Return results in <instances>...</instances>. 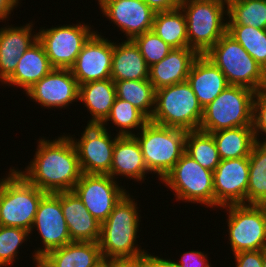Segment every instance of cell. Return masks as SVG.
<instances>
[{"label":"cell","mask_w":266,"mask_h":267,"mask_svg":"<svg viewBox=\"0 0 266 267\" xmlns=\"http://www.w3.org/2000/svg\"><path fill=\"white\" fill-rule=\"evenodd\" d=\"M63 134L53 140L39 138L29 165L24 170L15 168L46 193L72 191L82 175L76 147L70 136Z\"/></svg>","instance_id":"obj_1"},{"label":"cell","mask_w":266,"mask_h":267,"mask_svg":"<svg viewBox=\"0 0 266 267\" xmlns=\"http://www.w3.org/2000/svg\"><path fill=\"white\" fill-rule=\"evenodd\" d=\"M137 205L128 190L101 224L98 244L104 261L149 255L137 244L141 222V211Z\"/></svg>","instance_id":"obj_2"},{"label":"cell","mask_w":266,"mask_h":267,"mask_svg":"<svg viewBox=\"0 0 266 267\" xmlns=\"http://www.w3.org/2000/svg\"><path fill=\"white\" fill-rule=\"evenodd\" d=\"M187 131L148 122L135 138L140 144L148 171L161 181L174 167L186 149Z\"/></svg>","instance_id":"obj_3"},{"label":"cell","mask_w":266,"mask_h":267,"mask_svg":"<svg viewBox=\"0 0 266 267\" xmlns=\"http://www.w3.org/2000/svg\"><path fill=\"white\" fill-rule=\"evenodd\" d=\"M204 55L221 70L229 85L255 92L266 88V71L227 32Z\"/></svg>","instance_id":"obj_4"},{"label":"cell","mask_w":266,"mask_h":267,"mask_svg":"<svg viewBox=\"0 0 266 267\" xmlns=\"http://www.w3.org/2000/svg\"><path fill=\"white\" fill-rule=\"evenodd\" d=\"M203 108L187 81L155 90V108L150 122L186 131L198 130Z\"/></svg>","instance_id":"obj_5"},{"label":"cell","mask_w":266,"mask_h":267,"mask_svg":"<svg viewBox=\"0 0 266 267\" xmlns=\"http://www.w3.org/2000/svg\"><path fill=\"white\" fill-rule=\"evenodd\" d=\"M12 168L8 176L0 178V225L30 231L38 204L46 192Z\"/></svg>","instance_id":"obj_6"},{"label":"cell","mask_w":266,"mask_h":267,"mask_svg":"<svg viewBox=\"0 0 266 267\" xmlns=\"http://www.w3.org/2000/svg\"><path fill=\"white\" fill-rule=\"evenodd\" d=\"M179 7L185 14L189 48L204 55L227 32V5L218 0H181Z\"/></svg>","instance_id":"obj_7"},{"label":"cell","mask_w":266,"mask_h":267,"mask_svg":"<svg viewBox=\"0 0 266 267\" xmlns=\"http://www.w3.org/2000/svg\"><path fill=\"white\" fill-rule=\"evenodd\" d=\"M255 91L240 85H229L203 108L199 130L213 133L236 127H252Z\"/></svg>","instance_id":"obj_8"},{"label":"cell","mask_w":266,"mask_h":267,"mask_svg":"<svg viewBox=\"0 0 266 267\" xmlns=\"http://www.w3.org/2000/svg\"><path fill=\"white\" fill-rule=\"evenodd\" d=\"M160 182L173 191L176 201L214 210L213 171L203 168L186 152Z\"/></svg>","instance_id":"obj_9"},{"label":"cell","mask_w":266,"mask_h":267,"mask_svg":"<svg viewBox=\"0 0 266 267\" xmlns=\"http://www.w3.org/2000/svg\"><path fill=\"white\" fill-rule=\"evenodd\" d=\"M226 210L228 240L232 254L266 248V206L256 204L228 205Z\"/></svg>","instance_id":"obj_10"},{"label":"cell","mask_w":266,"mask_h":267,"mask_svg":"<svg viewBox=\"0 0 266 267\" xmlns=\"http://www.w3.org/2000/svg\"><path fill=\"white\" fill-rule=\"evenodd\" d=\"M86 23L64 24L39 29L38 40L44 46L53 68L70 69L82 50L83 45L96 32Z\"/></svg>","instance_id":"obj_11"},{"label":"cell","mask_w":266,"mask_h":267,"mask_svg":"<svg viewBox=\"0 0 266 267\" xmlns=\"http://www.w3.org/2000/svg\"><path fill=\"white\" fill-rule=\"evenodd\" d=\"M37 230L40 244L32 259L42 258L48 252L72 242L67 223L61 209V192L46 193L40 200L30 234Z\"/></svg>","instance_id":"obj_12"},{"label":"cell","mask_w":266,"mask_h":267,"mask_svg":"<svg viewBox=\"0 0 266 267\" xmlns=\"http://www.w3.org/2000/svg\"><path fill=\"white\" fill-rule=\"evenodd\" d=\"M109 131V128H103L101 125H87L78 139L69 133L78 153L82 173L109 174L114 145L119 136L117 134L114 136Z\"/></svg>","instance_id":"obj_13"},{"label":"cell","mask_w":266,"mask_h":267,"mask_svg":"<svg viewBox=\"0 0 266 267\" xmlns=\"http://www.w3.org/2000/svg\"><path fill=\"white\" fill-rule=\"evenodd\" d=\"M109 175L82 173L73 191L89 213L101 224L108 218L115 205L128 192Z\"/></svg>","instance_id":"obj_14"},{"label":"cell","mask_w":266,"mask_h":267,"mask_svg":"<svg viewBox=\"0 0 266 267\" xmlns=\"http://www.w3.org/2000/svg\"><path fill=\"white\" fill-rule=\"evenodd\" d=\"M249 159L221 160L213 171L214 208L247 204Z\"/></svg>","instance_id":"obj_15"},{"label":"cell","mask_w":266,"mask_h":267,"mask_svg":"<svg viewBox=\"0 0 266 267\" xmlns=\"http://www.w3.org/2000/svg\"><path fill=\"white\" fill-rule=\"evenodd\" d=\"M97 31L83 45L70 68L79 85L111 78L113 42Z\"/></svg>","instance_id":"obj_16"},{"label":"cell","mask_w":266,"mask_h":267,"mask_svg":"<svg viewBox=\"0 0 266 267\" xmlns=\"http://www.w3.org/2000/svg\"><path fill=\"white\" fill-rule=\"evenodd\" d=\"M25 94L41 108L67 109L79 101V84L70 69L53 68Z\"/></svg>","instance_id":"obj_17"},{"label":"cell","mask_w":266,"mask_h":267,"mask_svg":"<svg viewBox=\"0 0 266 267\" xmlns=\"http://www.w3.org/2000/svg\"><path fill=\"white\" fill-rule=\"evenodd\" d=\"M102 17L125 33L126 40L151 31L156 12L143 0H105L99 5Z\"/></svg>","instance_id":"obj_18"},{"label":"cell","mask_w":266,"mask_h":267,"mask_svg":"<svg viewBox=\"0 0 266 267\" xmlns=\"http://www.w3.org/2000/svg\"><path fill=\"white\" fill-rule=\"evenodd\" d=\"M34 22L23 26L0 28V82L3 84L16 70L19 57L38 40ZM33 31V32H32ZM35 33V34H34Z\"/></svg>","instance_id":"obj_19"},{"label":"cell","mask_w":266,"mask_h":267,"mask_svg":"<svg viewBox=\"0 0 266 267\" xmlns=\"http://www.w3.org/2000/svg\"><path fill=\"white\" fill-rule=\"evenodd\" d=\"M61 209L72 241H99L101 223L89 213L73 190L61 192Z\"/></svg>","instance_id":"obj_20"},{"label":"cell","mask_w":266,"mask_h":267,"mask_svg":"<svg viewBox=\"0 0 266 267\" xmlns=\"http://www.w3.org/2000/svg\"><path fill=\"white\" fill-rule=\"evenodd\" d=\"M200 54L192 48H173L160 62L149 67V81L157 90L187 81L191 67Z\"/></svg>","instance_id":"obj_21"},{"label":"cell","mask_w":266,"mask_h":267,"mask_svg":"<svg viewBox=\"0 0 266 267\" xmlns=\"http://www.w3.org/2000/svg\"><path fill=\"white\" fill-rule=\"evenodd\" d=\"M151 174L144 162L142 150L135 136H118L114 145L109 176L117 181L119 176L143 183ZM118 176V177H117Z\"/></svg>","instance_id":"obj_22"},{"label":"cell","mask_w":266,"mask_h":267,"mask_svg":"<svg viewBox=\"0 0 266 267\" xmlns=\"http://www.w3.org/2000/svg\"><path fill=\"white\" fill-rule=\"evenodd\" d=\"M187 82L202 108L215 100L229 86L225 75L205 55H199L194 61Z\"/></svg>","instance_id":"obj_23"},{"label":"cell","mask_w":266,"mask_h":267,"mask_svg":"<svg viewBox=\"0 0 266 267\" xmlns=\"http://www.w3.org/2000/svg\"><path fill=\"white\" fill-rule=\"evenodd\" d=\"M52 69L44 46L37 40L19 57L16 70L3 85L20 87L26 92Z\"/></svg>","instance_id":"obj_24"},{"label":"cell","mask_w":266,"mask_h":267,"mask_svg":"<svg viewBox=\"0 0 266 267\" xmlns=\"http://www.w3.org/2000/svg\"><path fill=\"white\" fill-rule=\"evenodd\" d=\"M115 98L116 89L111 78L79 85V102L91 114L87 125H101L109 116Z\"/></svg>","instance_id":"obj_25"},{"label":"cell","mask_w":266,"mask_h":267,"mask_svg":"<svg viewBox=\"0 0 266 267\" xmlns=\"http://www.w3.org/2000/svg\"><path fill=\"white\" fill-rule=\"evenodd\" d=\"M42 258L51 267H99L104 263L98 242L72 241Z\"/></svg>","instance_id":"obj_26"},{"label":"cell","mask_w":266,"mask_h":267,"mask_svg":"<svg viewBox=\"0 0 266 267\" xmlns=\"http://www.w3.org/2000/svg\"><path fill=\"white\" fill-rule=\"evenodd\" d=\"M111 79L149 80V67L132 40L113 41Z\"/></svg>","instance_id":"obj_27"},{"label":"cell","mask_w":266,"mask_h":267,"mask_svg":"<svg viewBox=\"0 0 266 267\" xmlns=\"http://www.w3.org/2000/svg\"><path fill=\"white\" fill-rule=\"evenodd\" d=\"M221 160L249 157L256 142L252 127H236L211 133Z\"/></svg>","instance_id":"obj_28"},{"label":"cell","mask_w":266,"mask_h":267,"mask_svg":"<svg viewBox=\"0 0 266 267\" xmlns=\"http://www.w3.org/2000/svg\"><path fill=\"white\" fill-rule=\"evenodd\" d=\"M152 30L172 48L189 47L185 14L180 7L156 12Z\"/></svg>","instance_id":"obj_29"},{"label":"cell","mask_w":266,"mask_h":267,"mask_svg":"<svg viewBox=\"0 0 266 267\" xmlns=\"http://www.w3.org/2000/svg\"><path fill=\"white\" fill-rule=\"evenodd\" d=\"M247 204H266V143L256 141L250 152Z\"/></svg>","instance_id":"obj_30"},{"label":"cell","mask_w":266,"mask_h":267,"mask_svg":"<svg viewBox=\"0 0 266 267\" xmlns=\"http://www.w3.org/2000/svg\"><path fill=\"white\" fill-rule=\"evenodd\" d=\"M116 97L126 100L149 120L155 108V89L149 80L114 81Z\"/></svg>","instance_id":"obj_31"},{"label":"cell","mask_w":266,"mask_h":267,"mask_svg":"<svg viewBox=\"0 0 266 267\" xmlns=\"http://www.w3.org/2000/svg\"><path fill=\"white\" fill-rule=\"evenodd\" d=\"M109 122L115 125L117 135L134 136L135 132L138 133L149 122V119L129 102L116 97L109 116L101 126L106 128Z\"/></svg>","instance_id":"obj_32"},{"label":"cell","mask_w":266,"mask_h":267,"mask_svg":"<svg viewBox=\"0 0 266 267\" xmlns=\"http://www.w3.org/2000/svg\"><path fill=\"white\" fill-rule=\"evenodd\" d=\"M185 152L203 168L214 171L221 159L211 133L187 131Z\"/></svg>","instance_id":"obj_33"},{"label":"cell","mask_w":266,"mask_h":267,"mask_svg":"<svg viewBox=\"0 0 266 267\" xmlns=\"http://www.w3.org/2000/svg\"><path fill=\"white\" fill-rule=\"evenodd\" d=\"M227 25L266 29V0H237L227 6Z\"/></svg>","instance_id":"obj_34"},{"label":"cell","mask_w":266,"mask_h":267,"mask_svg":"<svg viewBox=\"0 0 266 267\" xmlns=\"http://www.w3.org/2000/svg\"><path fill=\"white\" fill-rule=\"evenodd\" d=\"M227 33L266 71V29L249 25H227Z\"/></svg>","instance_id":"obj_35"},{"label":"cell","mask_w":266,"mask_h":267,"mask_svg":"<svg viewBox=\"0 0 266 267\" xmlns=\"http://www.w3.org/2000/svg\"><path fill=\"white\" fill-rule=\"evenodd\" d=\"M30 236V231L26 229L0 225V267H11L16 259L19 260L17 257L20 247L27 239L30 242Z\"/></svg>","instance_id":"obj_36"},{"label":"cell","mask_w":266,"mask_h":267,"mask_svg":"<svg viewBox=\"0 0 266 267\" xmlns=\"http://www.w3.org/2000/svg\"><path fill=\"white\" fill-rule=\"evenodd\" d=\"M132 41L139 48L148 67L160 62L173 49L153 30L134 37Z\"/></svg>","instance_id":"obj_37"},{"label":"cell","mask_w":266,"mask_h":267,"mask_svg":"<svg viewBox=\"0 0 266 267\" xmlns=\"http://www.w3.org/2000/svg\"><path fill=\"white\" fill-rule=\"evenodd\" d=\"M252 128L256 141L265 142L266 137V88L255 92L253 99ZM263 136V141L259 139Z\"/></svg>","instance_id":"obj_38"},{"label":"cell","mask_w":266,"mask_h":267,"mask_svg":"<svg viewBox=\"0 0 266 267\" xmlns=\"http://www.w3.org/2000/svg\"><path fill=\"white\" fill-rule=\"evenodd\" d=\"M207 255L204 251L192 249L184 252L179 261H175L182 267H212Z\"/></svg>","instance_id":"obj_39"},{"label":"cell","mask_w":266,"mask_h":267,"mask_svg":"<svg viewBox=\"0 0 266 267\" xmlns=\"http://www.w3.org/2000/svg\"><path fill=\"white\" fill-rule=\"evenodd\" d=\"M233 256L235 267H262V250L240 251Z\"/></svg>","instance_id":"obj_40"},{"label":"cell","mask_w":266,"mask_h":267,"mask_svg":"<svg viewBox=\"0 0 266 267\" xmlns=\"http://www.w3.org/2000/svg\"><path fill=\"white\" fill-rule=\"evenodd\" d=\"M104 263L108 267H149V255L136 258L109 259Z\"/></svg>","instance_id":"obj_41"},{"label":"cell","mask_w":266,"mask_h":267,"mask_svg":"<svg viewBox=\"0 0 266 267\" xmlns=\"http://www.w3.org/2000/svg\"><path fill=\"white\" fill-rule=\"evenodd\" d=\"M155 12L172 11L179 8L181 0H143Z\"/></svg>","instance_id":"obj_42"},{"label":"cell","mask_w":266,"mask_h":267,"mask_svg":"<svg viewBox=\"0 0 266 267\" xmlns=\"http://www.w3.org/2000/svg\"><path fill=\"white\" fill-rule=\"evenodd\" d=\"M21 0H0V22L10 20L11 13L18 7ZM10 15V16H9Z\"/></svg>","instance_id":"obj_43"},{"label":"cell","mask_w":266,"mask_h":267,"mask_svg":"<svg viewBox=\"0 0 266 267\" xmlns=\"http://www.w3.org/2000/svg\"><path fill=\"white\" fill-rule=\"evenodd\" d=\"M149 267H182L174 259H167L149 253Z\"/></svg>","instance_id":"obj_44"},{"label":"cell","mask_w":266,"mask_h":267,"mask_svg":"<svg viewBox=\"0 0 266 267\" xmlns=\"http://www.w3.org/2000/svg\"><path fill=\"white\" fill-rule=\"evenodd\" d=\"M33 263H36L35 267H51L43 258H36Z\"/></svg>","instance_id":"obj_45"},{"label":"cell","mask_w":266,"mask_h":267,"mask_svg":"<svg viewBox=\"0 0 266 267\" xmlns=\"http://www.w3.org/2000/svg\"><path fill=\"white\" fill-rule=\"evenodd\" d=\"M262 267H266V248L262 250Z\"/></svg>","instance_id":"obj_46"},{"label":"cell","mask_w":266,"mask_h":267,"mask_svg":"<svg viewBox=\"0 0 266 267\" xmlns=\"http://www.w3.org/2000/svg\"><path fill=\"white\" fill-rule=\"evenodd\" d=\"M218 1L224 3V4H226L228 6L231 2L237 1V0H218Z\"/></svg>","instance_id":"obj_47"},{"label":"cell","mask_w":266,"mask_h":267,"mask_svg":"<svg viewBox=\"0 0 266 267\" xmlns=\"http://www.w3.org/2000/svg\"><path fill=\"white\" fill-rule=\"evenodd\" d=\"M99 267H108V266L105 263H103Z\"/></svg>","instance_id":"obj_48"},{"label":"cell","mask_w":266,"mask_h":267,"mask_svg":"<svg viewBox=\"0 0 266 267\" xmlns=\"http://www.w3.org/2000/svg\"><path fill=\"white\" fill-rule=\"evenodd\" d=\"M103 1H105V0H98V5H100Z\"/></svg>","instance_id":"obj_49"}]
</instances>
